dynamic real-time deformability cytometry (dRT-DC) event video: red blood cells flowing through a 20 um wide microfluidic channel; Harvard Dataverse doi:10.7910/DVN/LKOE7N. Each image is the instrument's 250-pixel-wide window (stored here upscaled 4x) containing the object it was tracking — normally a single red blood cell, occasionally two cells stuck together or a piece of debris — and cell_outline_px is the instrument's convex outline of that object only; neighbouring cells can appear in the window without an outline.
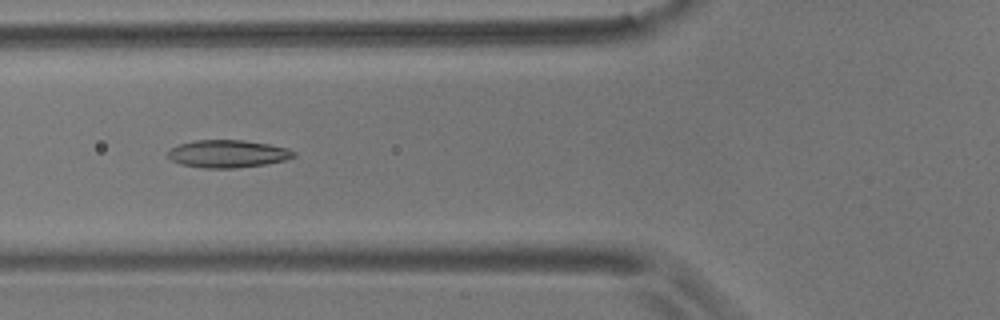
{"species": "common noctule bat (a hibernating species)", "species_latin": "Nyctalus noctula", "temperature_condition": "room temperature", "stored_images_in_passage": 55, "camera_frame_rate_fps": 3000, "um_per_image_px": 0.085, "animal": {"sex": "male", "body_mass_g": 17.9}, "frame": {"image": 1, "passage_image": 20, "time_ms": 6.333, "image_size_px": [1000, 320], "cell_outline_px": [[296, 156], [284, 160], [268, 164], [232, 168], [204, 168], [180, 164], [172, 160], [168, 156], [168, 152], [172, 148], [180, 144], [196, 140], [244, 140], [268, 144], [288, 148], [296, 152]], "centroid_in_image_um": [19.39, 13.07], "position_along_channel_um": 106.4, "area_um2": 20.17}}
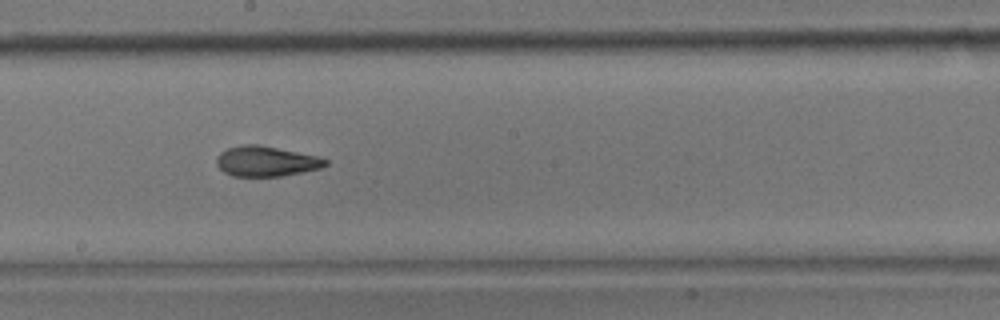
{"frame": {"image": 2, "passage_image": 30, "time_ms": 9.667, "image_size_px": [1000, 320], "cell_outline_px": [[328, 164], [320, 168], [280, 176], [232, 176], [224, 172], [216, 164], [216, 156], [220, 152], [228, 148], [240, 144], [260, 144], [320, 156], [328, 160]], "centroid_in_image_um": [22.61, 13.69], "position_along_channel_um": 225.6, "area_um2": 19.36}}
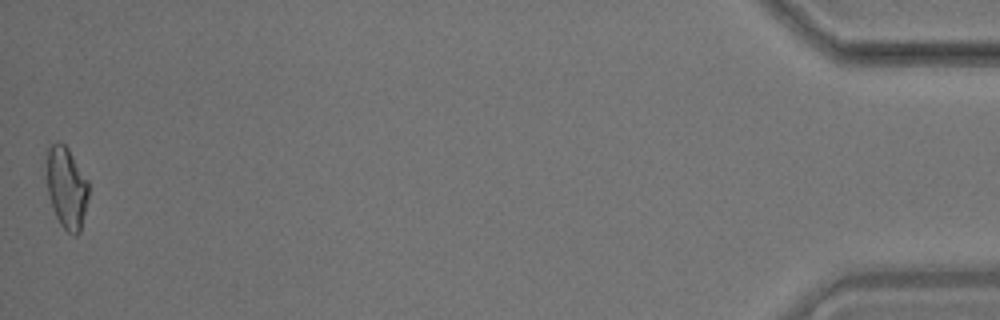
{"frame": {"image": 3, "passage_image": 55, "time_ms": 18.0, "image_size_px": [1000, 320], "cell_outline_px": [[88, 196], [80, 232], [76, 236], [72, 236], [60, 224], [56, 216], [48, 192], [44, 176], [48, 144], [56, 140], [64, 144], [68, 148], [88, 180]], "centroid_in_image_um": [5.62, 15.89], "position_along_channel_um": 429.6, "area_um2": 20.4}, "authors_computed_cell_mechanics": {"area_um2": 19.8832, "velocity_mm_per_s": 3.5639, "shape_relaxation_time_tau1_ms": 6.2422, "shape_relaxation_time_tau2_ms": 2.3189, "deformation_change_tau1": 0.1887, "deformation_change_tau2": 0.1021}}